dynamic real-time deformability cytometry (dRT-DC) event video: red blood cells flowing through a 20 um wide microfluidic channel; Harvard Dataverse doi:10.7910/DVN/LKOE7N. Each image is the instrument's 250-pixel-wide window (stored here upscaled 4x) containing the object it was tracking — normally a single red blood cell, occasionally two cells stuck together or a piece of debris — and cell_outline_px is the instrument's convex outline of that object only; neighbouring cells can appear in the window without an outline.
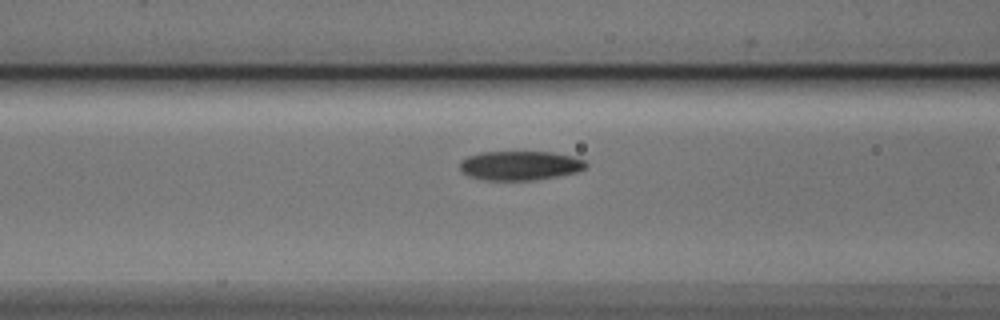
{"species": "Egyptian fruit bat (a non-hibernating species)", "species_latin": "Rousettus aegyptiacus", "temperature_condition": "cold", "stored_images_in_passage": 9, "camera_frame_rate_fps": 3000, "um_per_image_px": 0.085, "animal": {"sex": "male"}, "frame": {"image": 1, "passage_image": 8, "time_ms": 2.333, "image_size_px": [1000, 320], "cell_outline_px": [[588, 164], [584, 168], [576, 172], [536, 180], [484, 180], [468, 176], [460, 168], [460, 160], [468, 156], [480, 152], [552, 152], [572, 156], [584, 160]], "centroid_in_image_um": [44.18, 14.07], "position_along_channel_um": 122.4, "area_um2": 21.44}}